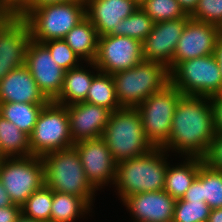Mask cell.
I'll use <instances>...</instances> for the list:
<instances>
[{
  "label": "cell",
  "mask_w": 222,
  "mask_h": 222,
  "mask_svg": "<svg viewBox=\"0 0 222 222\" xmlns=\"http://www.w3.org/2000/svg\"><path fill=\"white\" fill-rule=\"evenodd\" d=\"M201 193L211 210L222 208V171L205 161L201 164Z\"/></svg>",
  "instance_id": "obj_28"
},
{
  "label": "cell",
  "mask_w": 222,
  "mask_h": 222,
  "mask_svg": "<svg viewBox=\"0 0 222 222\" xmlns=\"http://www.w3.org/2000/svg\"><path fill=\"white\" fill-rule=\"evenodd\" d=\"M164 152L163 148H153L147 154L117 164L113 184L118 187L122 201L132 194L164 189L168 168Z\"/></svg>",
  "instance_id": "obj_2"
},
{
  "label": "cell",
  "mask_w": 222,
  "mask_h": 222,
  "mask_svg": "<svg viewBox=\"0 0 222 222\" xmlns=\"http://www.w3.org/2000/svg\"><path fill=\"white\" fill-rule=\"evenodd\" d=\"M182 96L181 91L169 83L136 107L145 138L153 148H163L168 143L174 111Z\"/></svg>",
  "instance_id": "obj_7"
},
{
  "label": "cell",
  "mask_w": 222,
  "mask_h": 222,
  "mask_svg": "<svg viewBox=\"0 0 222 222\" xmlns=\"http://www.w3.org/2000/svg\"><path fill=\"white\" fill-rule=\"evenodd\" d=\"M144 61L142 42L127 36L98 37L94 64L100 72L115 74Z\"/></svg>",
  "instance_id": "obj_11"
},
{
  "label": "cell",
  "mask_w": 222,
  "mask_h": 222,
  "mask_svg": "<svg viewBox=\"0 0 222 222\" xmlns=\"http://www.w3.org/2000/svg\"><path fill=\"white\" fill-rule=\"evenodd\" d=\"M210 211L205 201L177 199L172 222H208Z\"/></svg>",
  "instance_id": "obj_32"
},
{
  "label": "cell",
  "mask_w": 222,
  "mask_h": 222,
  "mask_svg": "<svg viewBox=\"0 0 222 222\" xmlns=\"http://www.w3.org/2000/svg\"><path fill=\"white\" fill-rule=\"evenodd\" d=\"M170 83L186 96L213 98L222 93V75L214 54L181 62Z\"/></svg>",
  "instance_id": "obj_8"
},
{
  "label": "cell",
  "mask_w": 222,
  "mask_h": 222,
  "mask_svg": "<svg viewBox=\"0 0 222 222\" xmlns=\"http://www.w3.org/2000/svg\"><path fill=\"white\" fill-rule=\"evenodd\" d=\"M98 34L95 26L85 17L65 36V42L86 62H94L97 55Z\"/></svg>",
  "instance_id": "obj_22"
},
{
  "label": "cell",
  "mask_w": 222,
  "mask_h": 222,
  "mask_svg": "<svg viewBox=\"0 0 222 222\" xmlns=\"http://www.w3.org/2000/svg\"><path fill=\"white\" fill-rule=\"evenodd\" d=\"M0 157H2L3 159L5 158V157L2 155L1 146H0Z\"/></svg>",
  "instance_id": "obj_46"
},
{
  "label": "cell",
  "mask_w": 222,
  "mask_h": 222,
  "mask_svg": "<svg viewBox=\"0 0 222 222\" xmlns=\"http://www.w3.org/2000/svg\"><path fill=\"white\" fill-rule=\"evenodd\" d=\"M90 208L82 197L53 191L50 222H75L76 217Z\"/></svg>",
  "instance_id": "obj_27"
},
{
  "label": "cell",
  "mask_w": 222,
  "mask_h": 222,
  "mask_svg": "<svg viewBox=\"0 0 222 222\" xmlns=\"http://www.w3.org/2000/svg\"><path fill=\"white\" fill-rule=\"evenodd\" d=\"M93 65L98 73L93 77L91 87L88 90L85 102L108 108L112 112L122 108L118 102L115 90L114 79L111 74L103 73L97 70L94 62Z\"/></svg>",
  "instance_id": "obj_25"
},
{
  "label": "cell",
  "mask_w": 222,
  "mask_h": 222,
  "mask_svg": "<svg viewBox=\"0 0 222 222\" xmlns=\"http://www.w3.org/2000/svg\"><path fill=\"white\" fill-rule=\"evenodd\" d=\"M25 65L44 97L49 102L55 101L63 89L65 70L53 60L48 48L31 39L26 49Z\"/></svg>",
  "instance_id": "obj_13"
},
{
  "label": "cell",
  "mask_w": 222,
  "mask_h": 222,
  "mask_svg": "<svg viewBox=\"0 0 222 222\" xmlns=\"http://www.w3.org/2000/svg\"><path fill=\"white\" fill-rule=\"evenodd\" d=\"M208 222H222V208L212 209L209 214Z\"/></svg>",
  "instance_id": "obj_44"
},
{
  "label": "cell",
  "mask_w": 222,
  "mask_h": 222,
  "mask_svg": "<svg viewBox=\"0 0 222 222\" xmlns=\"http://www.w3.org/2000/svg\"><path fill=\"white\" fill-rule=\"evenodd\" d=\"M21 214V206L14 204L13 206L0 208V222H15Z\"/></svg>",
  "instance_id": "obj_38"
},
{
  "label": "cell",
  "mask_w": 222,
  "mask_h": 222,
  "mask_svg": "<svg viewBox=\"0 0 222 222\" xmlns=\"http://www.w3.org/2000/svg\"><path fill=\"white\" fill-rule=\"evenodd\" d=\"M31 0H0V16H17Z\"/></svg>",
  "instance_id": "obj_36"
},
{
  "label": "cell",
  "mask_w": 222,
  "mask_h": 222,
  "mask_svg": "<svg viewBox=\"0 0 222 222\" xmlns=\"http://www.w3.org/2000/svg\"><path fill=\"white\" fill-rule=\"evenodd\" d=\"M47 103H0V116L15 124L20 131L31 135L40 112Z\"/></svg>",
  "instance_id": "obj_24"
},
{
  "label": "cell",
  "mask_w": 222,
  "mask_h": 222,
  "mask_svg": "<svg viewBox=\"0 0 222 222\" xmlns=\"http://www.w3.org/2000/svg\"><path fill=\"white\" fill-rule=\"evenodd\" d=\"M140 7L154 23L186 17L177 0H141Z\"/></svg>",
  "instance_id": "obj_30"
},
{
  "label": "cell",
  "mask_w": 222,
  "mask_h": 222,
  "mask_svg": "<svg viewBox=\"0 0 222 222\" xmlns=\"http://www.w3.org/2000/svg\"><path fill=\"white\" fill-rule=\"evenodd\" d=\"M189 19L188 14L184 18L154 23L142 42L144 61L162 63L171 73L175 48Z\"/></svg>",
  "instance_id": "obj_14"
},
{
  "label": "cell",
  "mask_w": 222,
  "mask_h": 222,
  "mask_svg": "<svg viewBox=\"0 0 222 222\" xmlns=\"http://www.w3.org/2000/svg\"><path fill=\"white\" fill-rule=\"evenodd\" d=\"M48 48L53 60L65 71L78 67L77 62L80 59L65 42L64 39H54L43 42Z\"/></svg>",
  "instance_id": "obj_33"
},
{
  "label": "cell",
  "mask_w": 222,
  "mask_h": 222,
  "mask_svg": "<svg viewBox=\"0 0 222 222\" xmlns=\"http://www.w3.org/2000/svg\"><path fill=\"white\" fill-rule=\"evenodd\" d=\"M48 103L26 65L15 68L0 81V103Z\"/></svg>",
  "instance_id": "obj_20"
},
{
  "label": "cell",
  "mask_w": 222,
  "mask_h": 222,
  "mask_svg": "<svg viewBox=\"0 0 222 222\" xmlns=\"http://www.w3.org/2000/svg\"><path fill=\"white\" fill-rule=\"evenodd\" d=\"M52 202L53 190L44 184L21 205V213L34 220L50 222Z\"/></svg>",
  "instance_id": "obj_29"
},
{
  "label": "cell",
  "mask_w": 222,
  "mask_h": 222,
  "mask_svg": "<svg viewBox=\"0 0 222 222\" xmlns=\"http://www.w3.org/2000/svg\"><path fill=\"white\" fill-rule=\"evenodd\" d=\"M73 144L103 136L112 111L88 102L66 106Z\"/></svg>",
  "instance_id": "obj_17"
},
{
  "label": "cell",
  "mask_w": 222,
  "mask_h": 222,
  "mask_svg": "<svg viewBox=\"0 0 222 222\" xmlns=\"http://www.w3.org/2000/svg\"><path fill=\"white\" fill-rule=\"evenodd\" d=\"M102 138L117 164L147 154L153 149L145 138L142 120L136 108L122 107L113 111Z\"/></svg>",
  "instance_id": "obj_4"
},
{
  "label": "cell",
  "mask_w": 222,
  "mask_h": 222,
  "mask_svg": "<svg viewBox=\"0 0 222 222\" xmlns=\"http://www.w3.org/2000/svg\"><path fill=\"white\" fill-rule=\"evenodd\" d=\"M121 107L136 108L145 99L170 83L169 69L162 63L142 61L112 75Z\"/></svg>",
  "instance_id": "obj_5"
},
{
  "label": "cell",
  "mask_w": 222,
  "mask_h": 222,
  "mask_svg": "<svg viewBox=\"0 0 222 222\" xmlns=\"http://www.w3.org/2000/svg\"><path fill=\"white\" fill-rule=\"evenodd\" d=\"M220 27L190 18L175 48L173 70L186 60L214 54Z\"/></svg>",
  "instance_id": "obj_16"
},
{
  "label": "cell",
  "mask_w": 222,
  "mask_h": 222,
  "mask_svg": "<svg viewBox=\"0 0 222 222\" xmlns=\"http://www.w3.org/2000/svg\"><path fill=\"white\" fill-rule=\"evenodd\" d=\"M73 146L81 159L87 180L95 189L112 180L115 182L117 163L102 137L80 141Z\"/></svg>",
  "instance_id": "obj_15"
},
{
  "label": "cell",
  "mask_w": 222,
  "mask_h": 222,
  "mask_svg": "<svg viewBox=\"0 0 222 222\" xmlns=\"http://www.w3.org/2000/svg\"><path fill=\"white\" fill-rule=\"evenodd\" d=\"M187 14H191L196 8L199 0H177Z\"/></svg>",
  "instance_id": "obj_42"
},
{
  "label": "cell",
  "mask_w": 222,
  "mask_h": 222,
  "mask_svg": "<svg viewBox=\"0 0 222 222\" xmlns=\"http://www.w3.org/2000/svg\"><path fill=\"white\" fill-rule=\"evenodd\" d=\"M190 18L222 26V0H199Z\"/></svg>",
  "instance_id": "obj_34"
},
{
  "label": "cell",
  "mask_w": 222,
  "mask_h": 222,
  "mask_svg": "<svg viewBox=\"0 0 222 222\" xmlns=\"http://www.w3.org/2000/svg\"><path fill=\"white\" fill-rule=\"evenodd\" d=\"M0 180L14 204L21 206L45 184L43 160L32 155L4 158L0 163Z\"/></svg>",
  "instance_id": "obj_10"
},
{
  "label": "cell",
  "mask_w": 222,
  "mask_h": 222,
  "mask_svg": "<svg viewBox=\"0 0 222 222\" xmlns=\"http://www.w3.org/2000/svg\"><path fill=\"white\" fill-rule=\"evenodd\" d=\"M73 145L66 106L54 101L48 102L29 136L31 155L42 157Z\"/></svg>",
  "instance_id": "obj_9"
},
{
  "label": "cell",
  "mask_w": 222,
  "mask_h": 222,
  "mask_svg": "<svg viewBox=\"0 0 222 222\" xmlns=\"http://www.w3.org/2000/svg\"><path fill=\"white\" fill-rule=\"evenodd\" d=\"M86 17L95 26L98 36H119L122 19L140 7L139 0H85Z\"/></svg>",
  "instance_id": "obj_18"
},
{
  "label": "cell",
  "mask_w": 222,
  "mask_h": 222,
  "mask_svg": "<svg viewBox=\"0 0 222 222\" xmlns=\"http://www.w3.org/2000/svg\"><path fill=\"white\" fill-rule=\"evenodd\" d=\"M0 146L5 158L31 156L29 136L13 124L0 116Z\"/></svg>",
  "instance_id": "obj_26"
},
{
  "label": "cell",
  "mask_w": 222,
  "mask_h": 222,
  "mask_svg": "<svg viewBox=\"0 0 222 222\" xmlns=\"http://www.w3.org/2000/svg\"><path fill=\"white\" fill-rule=\"evenodd\" d=\"M154 22L141 7H139L129 17L122 19L119 25V36H127L141 42L152 31Z\"/></svg>",
  "instance_id": "obj_31"
},
{
  "label": "cell",
  "mask_w": 222,
  "mask_h": 222,
  "mask_svg": "<svg viewBox=\"0 0 222 222\" xmlns=\"http://www.w3.org/2000/svg\"><path fill=\"white\" fill-rule=\"evenodd\" d=\"M30 40V29L24 19L0 16V81L15 68L25 65Z\"/></svg>",
  "instance_id": "obj_12"
},
{
  "label": "cell",
  "mask_w": 222,
  "mask_h": 222,
  "mask_svg": "<svg viewBox=\"0 0 222 222\" xmlns=\"http://www.w3.org/2000/svg\"><path fill=\"white\" fill-rule=\"evenodd\" d=\"M79 67L65 71L63 89L54 102L67 106L86 100L95 74H91V72L84 70L83 67Z\"/></svg>",
  "instance_id": "obj_23"
},
{
  "label": "cell",
  "mask_w": 222,
  "mask_h": 222,
  "mask_svg": "<svg viewBox=\"0 0 222 222\" xmlns=\"http://www.w3.org/2000/svg\"><path fill=\"white\" fill-rule=\"evenodd\" d=\"M45 185L55 192L82 197L90 206L95 188L86 178L75 147L43 155Z\"/></svg>",
  "instance_id": "obj_3"
},
{
  "label": "cell",
  "mask_w": 222,
  "mask_h": 222,
  "mask_svg": "<svg viewBox=\"0 0 222 222\" xmlns=\"http://www.w3.org/2000/svg\"><path fill=\"white\" fill-rule=\"evenodd\" d=\"M85 17V0H74L40 6L32 10L24 20L30 29L31 39L43 43L64 39Z\"/></svg>",
  "instance_id": "obj_6"
},
{
  "label": "cell",
  "mask_w": 222,
  "mask_h": 222,
  "mask_svg": "<svg viewBox=\"0 0 222 222\" xmlns=\"http://www.w3.org/2000/svg\"><path fill=\"white\" fill-rule=\"evenodd\" d=\"M216 133L211 98L183 95L175 108L170 138L163 149L173 148L187 157L204 158Z\"/></svg>",
  "instance_id": "obj_1"
},
{
  "label": "cell",
  "mask_w": 222,
  "mask_h": 222,
  "mask_svg": "<svg viewBox=\"0 0 222 222\" xmlns=\"http://www.w3.org/2000/svg\"><path fill=\"white\" fill-rule=\"evenodd\" d=\"M182 200L186 201H202L201 193V165L198 171V175L192 185L186 190Z\"/></svg>",
  "instance_id": "obj_37"
},
{
  "label": "cell",
  "mask_w": 222,
  "mask_h": 222,
  "mask_svg": "<svg viewBox=\"0 0 222 222\" xmlns=\"http://www.w3.org/2000/svg\"><path fill=\"white\" fill-rule=\"evenodd\" d=\"M214 56L217 59L219 69L222 75V37L220 36L216 42V47L214 49Z\"/></svg>",
  "instance_id": "obj_43"
},
{
  "label": "cell",
  "mask_w": 222,
  "mask_h": 222,
  "mask_svg": "<svg viewBox=\"0 0 222 222\" xmlns=\"http://www.w3.org/2000/svg\"><path fill=\"white\" fill-rule=\"evenodd\" d=\"M216 132L222 133V93L211 98Z\"/></svg>",
  "instance_id": "obj_39"
},
{
  "label": "cell",
  "mask_w": 222,
  "mask_h": 222,
  "mask_svg": "<svg viewBox=\"0 0 222 222\" xmlns=\"http://www.w3.org/2000/svg\"><path fill=\"white\" fill-rule=\"evenodd\" d=\"M186 162L167 168L165 175L164 191L174 199H181L186 190L192 185L198 175L200 165L204 162V158L187 157Z\"/></svg>",
  "instance_id": "obj_21"
},
{
  "label": "cell",
  "mask_w": 222,
  "mask_h": 222,
  "mask_svg": "<svg viewBox=\"0 0 222 222\" xmlns=\"http://www.w3.org/2000/svg\"><path fill=\"white\" fill-rule=\"evenodd\" d=\"M15 222H42V221L31 219L21 213Z\"/></svg>",
  "instance_id": "obj_45"
},
{
  "label": "cell",
  "mask_w": 222,
  "mask_h": 222,
  "mask_svg": "<svg viewBox=\"0 0 222 222\" xmlns=\"http://www.w3.org/2000/svg\"><path fill=\"white\" fill-rule=\"evenodd\" d=\"M74 0H31V2L17 15L24 19L32 10L47 4L64 3Z\"/></svg>",
  "instance_id": "obj_40"
},
{
  "label": "cell",
  "mask_w": 222,
  "mask_h": 222,
  "mask_svg": "<svg viewBox=\"0 0 222 222\" xmlns=\"http://www.w3.org/2000/svg\"><path fill=\"white\" fill-rule=\"evenodd\" d=\"M14 202L9 197V194L5 187L3 186L1 180H0V208L1 207H7V206H13Z\"/></svg>",
  "instance_id": "obj_41"
},
{
  "label": "cell",
  "mask_w": 222,
  "mask_h": 222,
  "mask_svg": "<svg viewBox=\"0 0 222 222\" xmlns=\"http://www.w3.org/2000/svg\"><path fill=\"white\" fill-rule=\"evenodd\" d=\"M123 203L135 222H172L176 199L161 190L132 194Z\"/></svg>",
  "instance_id": "obj_19"
},
{
  "label": "cell",
  "mask_w": 222,
  "mask_h": 222,
  "mask_svg": "<svg viewBox=\"0 0 222 222\" xmlns=\"http://www.w3.org/2000/svg\"><path fill=\"white\" fill-rule=\"evenodd\" d=\"M220 34H221V37H222V26L220 27Z\"/></svg>",
  "instance_id": "obj_47"
},
{
  "label": "cell",
  "mask_w": 222,
  "mask_h": 222,
  "mask_svg": "<svg viewBox=\"0 0 222 222\" xmlns=\"http://www.w3.org/2000/svg\"><path fill=\"white\" fill-rule=\"evenodd\" d=\"M204 161L209 166L222 171V133H216Z\"/></svg>",
  "instance_id": "obj_35"
}]
</instances>
